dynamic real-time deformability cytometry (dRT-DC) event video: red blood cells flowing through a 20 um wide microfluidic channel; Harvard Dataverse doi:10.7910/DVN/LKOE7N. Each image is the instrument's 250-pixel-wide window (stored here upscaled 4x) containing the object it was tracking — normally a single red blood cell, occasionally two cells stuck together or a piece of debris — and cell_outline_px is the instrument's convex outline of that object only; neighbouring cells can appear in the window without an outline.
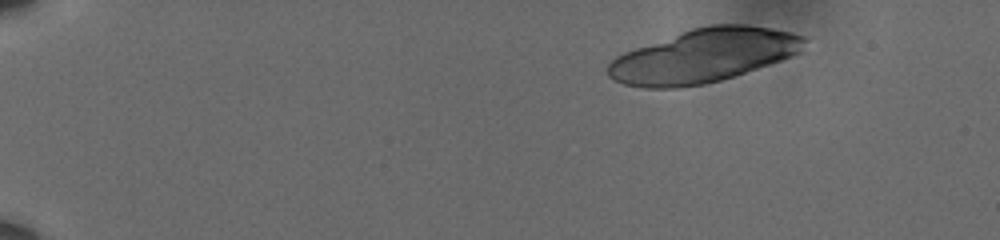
{"species": "human", "species_latin": "Homo sapiens", "temperature_condition": "cold", "stored_images_in_passage": 18, "camera_frame_rate_fps": 3000, "um_per_image_px": 0.085, "donor": {"sex": "male"}, "frame": {"image": 1, "passage_image": 1, "time_ms": 0.0, "image_size_px": [1000, 240], "cell_outline_px": [[808, 40], [800, 52], [792, 56], [720, 80], [704, 84], [676, 88], [644, 88], [624, 84], [612, 80], [608, 76], [608, 64], [616, 56], [624, 52], [692, 28], [712, 24], [744, 24], [772, 28], [808, 36]], "centroid_in_image_um": [59.81, 4.73], "position_along_channel_um": 25.2, "area_um2": 61.04}}